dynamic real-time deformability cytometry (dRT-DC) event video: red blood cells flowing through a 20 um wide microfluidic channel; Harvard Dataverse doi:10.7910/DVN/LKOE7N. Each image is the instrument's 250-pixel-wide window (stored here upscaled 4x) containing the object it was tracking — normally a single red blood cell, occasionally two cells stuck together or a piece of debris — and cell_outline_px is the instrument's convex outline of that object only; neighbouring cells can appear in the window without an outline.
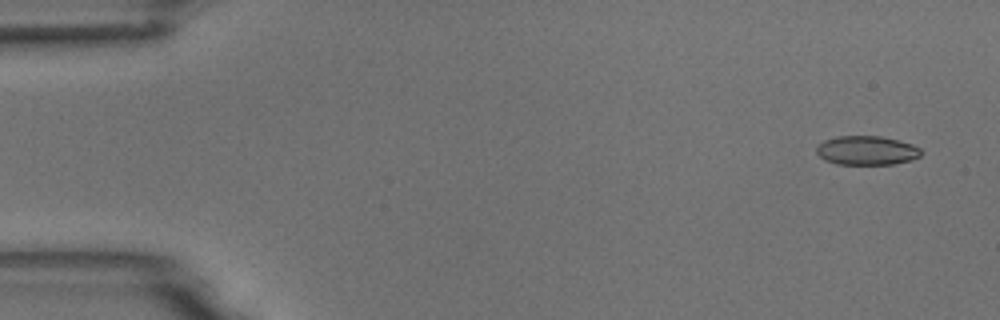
{"species": "common noctule bat (a hibernating species)", "species_latin": "Nyctalus noctula", "temperature_condition": "room temperature", "stored_images_in_passage": 4, "camera_frame_rate_fps": 3000, "um_per_image_px": 0.085, "animal": {"sex": "male", "body_mass_g": 18.8}, "frame": {"image": 1, "passage_image": 1, "time_ms": 0.0, "image_size_px": [1000, 320], "cell_outline_px": [[924, 152], [920, 156], [912, 160], [892, 164], [836, 164], [824, 160], [816, 152], [816, 148], [824, 140], [836, 136], [880, 136], [912, 144], [920, 148]], "centroid_in_image_um": [73.68, 12.79], "position_along_channel_um": 11.3, "area_um2": 17.74}}
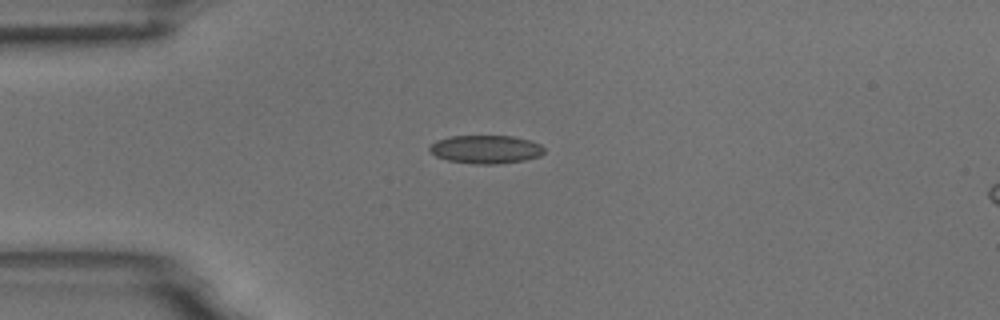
{"frame": {"image": 2, "passage_image": 4, "time_ms": 1.0, "image_size_px": [1000, 320], "cell_outline_px": [[544, 152], [540, 156], [524, 160], [496, 164], [476, 164], [448, 160], [436, 156], [428, 148], [436, 140], [452, 136], [512, 136], [528, 140], [540, 144], [544, 148]], "centroid_in_image_um": [41.3, 12.69], "position_along_channel_um": 43.7, "area_um2": 18.73}}